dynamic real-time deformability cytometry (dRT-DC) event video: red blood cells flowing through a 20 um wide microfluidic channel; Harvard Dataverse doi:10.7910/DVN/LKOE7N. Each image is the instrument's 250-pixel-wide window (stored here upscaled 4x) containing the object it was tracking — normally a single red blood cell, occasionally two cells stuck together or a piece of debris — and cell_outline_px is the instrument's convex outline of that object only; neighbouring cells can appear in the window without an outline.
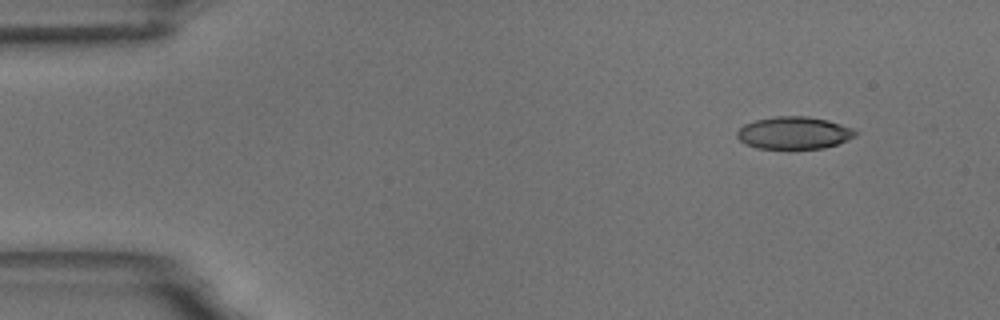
{"species": "common noctule bat (a hibernating species)", "species_latin": "Nyctalus noctula", "temperature_condition": "room temperature", "stored_images_in_passage": 4, "camera_frame_rate_fps": 3000, "um_per_image_px": 0.085, "animal": {"sex": "male", "body_mass_g": 18.8}, "frame": {"image": 1, "passage_image": 1, "time_ms": 0.0, "image_size_px": [1000, 320], "cell_outline_px": [[860, 132], [856, 136], [848, 140], [824, 148], [756, 148], [744, 144], [736, 136], [736, 132], [744, 124], [756, 120], [776, 116], [808, 116], [828, 120], [852, 128]], "centroid_in_image_um": [67.5, 11.29], "position_along_channel_um": 17.5, "area_um2": 22.37}}
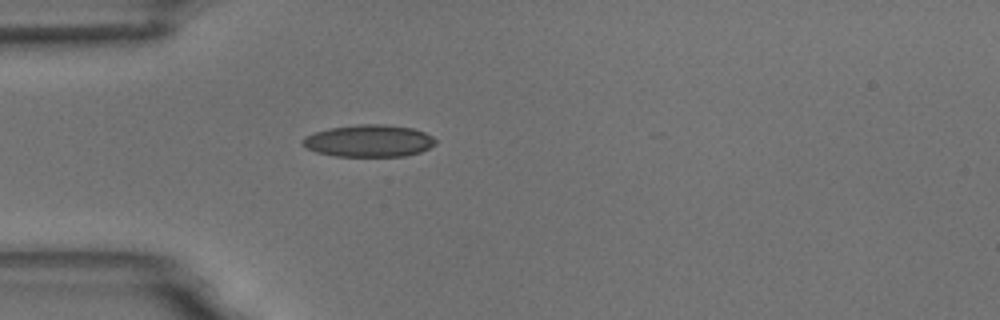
{"frame": {"image": 2, "passage_image": 4, "time_ms": 3.333, "image_size_px": [1000, 320], "cell_outline_px": [[436, 144], [420, 152], [404, 156], [336, 156], [316, 152], [300, 144], [300, 140], [304, 136], [328, 128], [360, 124], [384, 124], [412, 128], [424, 132], [432, 136], [436, 140]], "centroid_in_image_um": [31.33, 11.97], "position_along_channel_um": 53.7, "area_um2": 24.91}}